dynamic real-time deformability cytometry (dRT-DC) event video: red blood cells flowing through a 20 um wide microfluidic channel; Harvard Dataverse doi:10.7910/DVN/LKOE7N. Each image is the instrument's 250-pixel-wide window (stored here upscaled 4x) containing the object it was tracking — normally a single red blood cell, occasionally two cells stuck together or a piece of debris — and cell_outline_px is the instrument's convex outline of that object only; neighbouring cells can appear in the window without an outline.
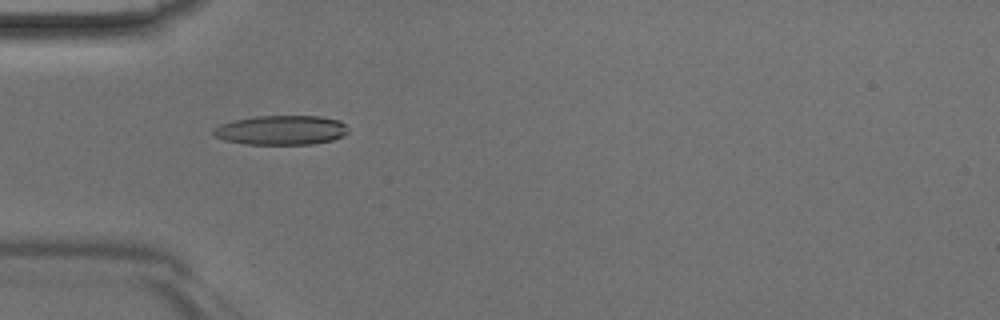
{"species": "Egyptian fruit bat (a non-hibernating species)", "species_latin": "Rousettus aegyptiacus", "temperature_condition": "room temperature", "stored_images_in_passage": 45, "camera_frame_rate_fps": 3000, "um_per_image_px": 0.085, "animal": {"sex": "male"}, "frame": {"image": 1, "passage_image": 14, "time_ms": 4.333, "image_size_px": [1000, 320], "cell_outline_px": [[348, 132], [344, 136], [332, 140], [312, 144], [248, 144], [224, 140], [212, 136], [212, 128], [220, 124], [236, 120], [256, 116], [320, 116], [340, 120], [348, 128]], "centroid_in_image_um": [23.89, 11.06], "position_along_channel_um": 61.1, "area_um2": 23.24}}
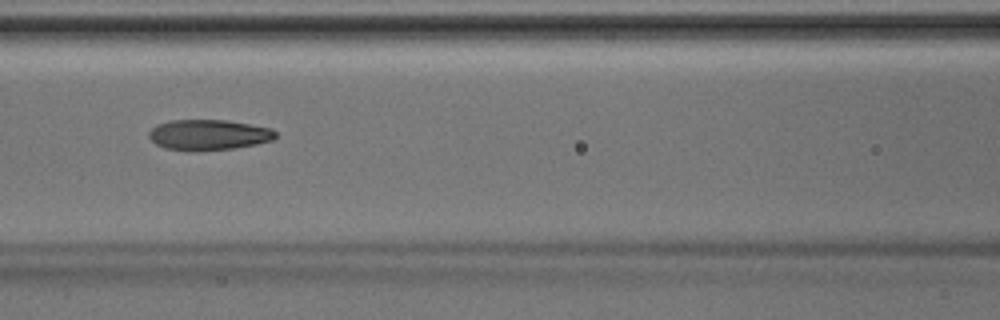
{"frame": {"image": 2, "passage_image": 20, "time_ms": 6.333, "image_size_px": [1000, 320], "cell_outline_px": [[276, 136], [272, 140], [256, 144], [232, 148], [196, 152], [164, 148], [156, 144], [148, 136], [148, 132], [156, 124], [168, 120], [224, 120], [272, 128], [276, 132]], "centroid_in_image_um": [17.69, 11.46], "position_along_channel_um": 148.9, "area_um2": 22.66}}
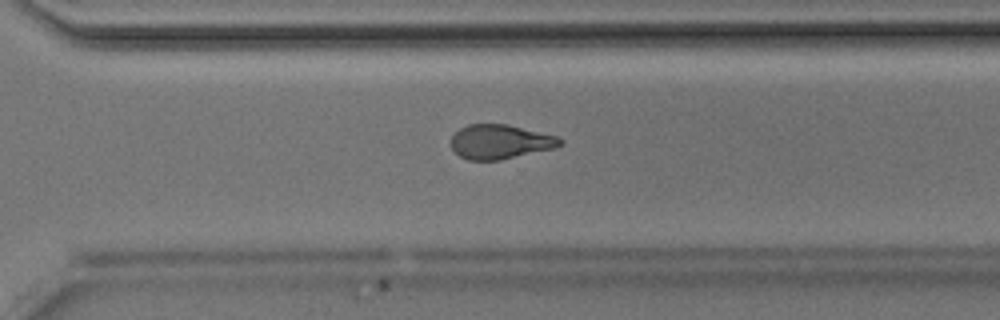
{"frame": {"image": 3, "passage_image": 32, "time_ms": 10.333, "image_size_px": [1000, 320], "cell_outline_px": [[564, 144], [556, 148], [500, 160], [468, 160], [460, 156], [452, 148], [452, 136], [460, 128], [468, 124], [508, 124], [556, 136], [564, 140]], "centroid_in_image_um": [42.55, 12.05], "position_along_channel_um": 328.1, "area_um2": 21.85}}